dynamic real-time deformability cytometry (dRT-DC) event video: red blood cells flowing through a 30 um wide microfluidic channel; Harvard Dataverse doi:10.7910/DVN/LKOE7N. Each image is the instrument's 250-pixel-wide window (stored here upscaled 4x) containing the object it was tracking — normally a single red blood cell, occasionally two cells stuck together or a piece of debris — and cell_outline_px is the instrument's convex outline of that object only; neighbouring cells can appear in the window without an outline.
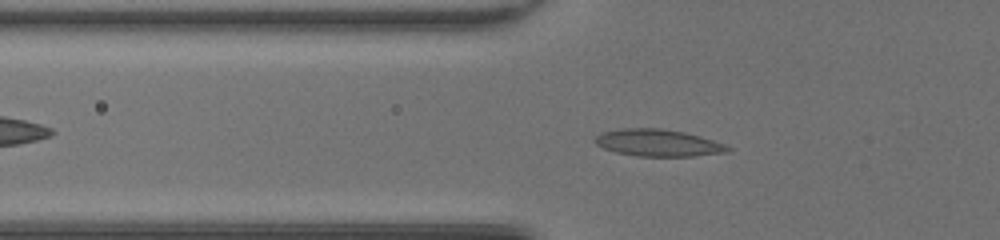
{"species": "common noctule bat (a hibernating species)", "species_latin": "Nyctalus noctula", "temperature_condition": "room temperature", "stored_images_in_passage": 51, "camera_frame_rate_fps": 3000, "um_per_image_px": 0.085, "animal": {"sex": "female", "body_mass_g": 20.0, "forearm_length_mm": 54.0}, "frame": {"image": 1, "passage_image": 19, "time_ms": 6.0, "image_size_px": [1000, 240], "cell_outline_px": [[732, 148], [728, 152], [692, 156], [636, 156], [616, 152], [604, 148], [596, 144], [592, 140], [600, 132], [620, 128], [660, 128], [684, 132], [700, 136], [724, 144]], "centroid_in_image_um": [55.89, 12.13], "position_along_channel_um": 69.9, "area_um2": 20.92}}
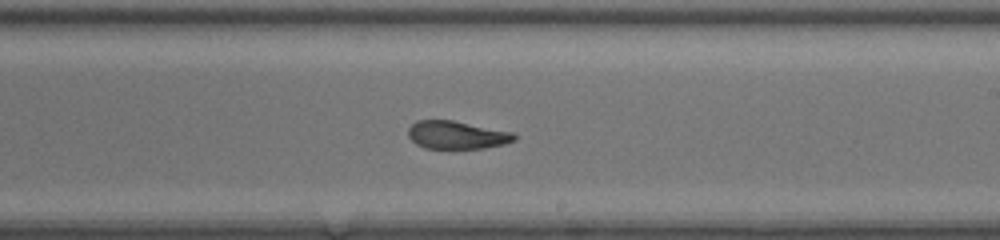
{"frame": {"image": 2, "passage_image": 32, "time_ms": 10.333, "image_size_px": [1000, 240], "cell_outline_px": [[516, 140], [504, 144], [484, 148], [424, 148], [416, 144], [408, 136], [408, 128], [416, 120], [452, 120], [512, 132], [516, 136]], "centroid_in_image_um": [38.8, 11.47], "position_along_channel_um": 250.2, "area_um2": 17.22}}
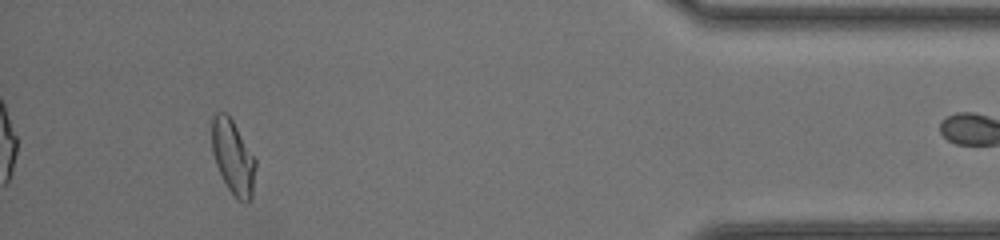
{"frame": {"image": 3, "passage_image": 47, "time_ms": 15.333, "image_size_px": [1000, 240], "cell_outline_px": [[256, 164], [252, 196], [248, 204], [244, 204], [236, 200], [228, 188], [216, 164], [212, 152], [212, 112], [224, 112], [232, 120], [256, 160]], "centroid_in_image_um": [19.81, 13.39], "position_along_channel_um": 415.4, "area_um2": 18.9}, "authors_computed_cell_mechanics": {"area_um2": 18.9006, "velocity_mm_per_s": 4.2438, "shape_relaxation_time_tau1_ms": null, "shape_relaxation_time_tau2_ms": 1.4029, "deformation_change_tau1": null, "deformation_change_tau2": 0.0578}}